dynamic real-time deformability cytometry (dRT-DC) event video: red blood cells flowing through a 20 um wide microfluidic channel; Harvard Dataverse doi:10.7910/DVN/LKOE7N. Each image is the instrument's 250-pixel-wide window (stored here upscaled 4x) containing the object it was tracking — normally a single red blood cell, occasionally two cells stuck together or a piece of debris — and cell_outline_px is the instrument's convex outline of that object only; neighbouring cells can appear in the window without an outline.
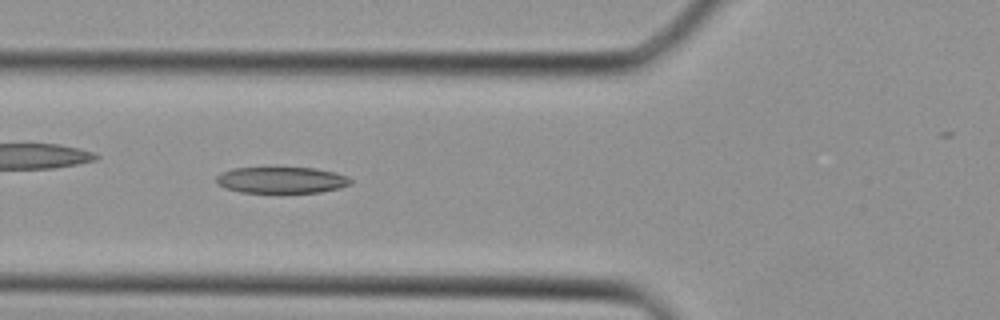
{"species": "Egyptian fruit bat (a non-hibernating species)", "species_latin": "Rousettus aegyptiacus", "temperature_condition": "cold", "stored_images_in_passage": 33, "camera_frame_rate_fps": 3000, "um_per_image_px": 0.085, "animal": {"sex": "female"}, "frame": {"image": 1, "passage_image": 7, "time_ms": 2.0, "image_size_px": [1000, 320], "cell_outline_px": [[352, 184], [340, 188], [320, 192], [240, 192], [224, 188], [216, 180], [216, 176], [220, 172], [232, 168], [316, 168], [336, 172], [348, 176], [352, 180]], "centroid_in_image_um": [23.95, 15.3], "position_along_channel_um": 101.8, "area_um2": 20.63}}
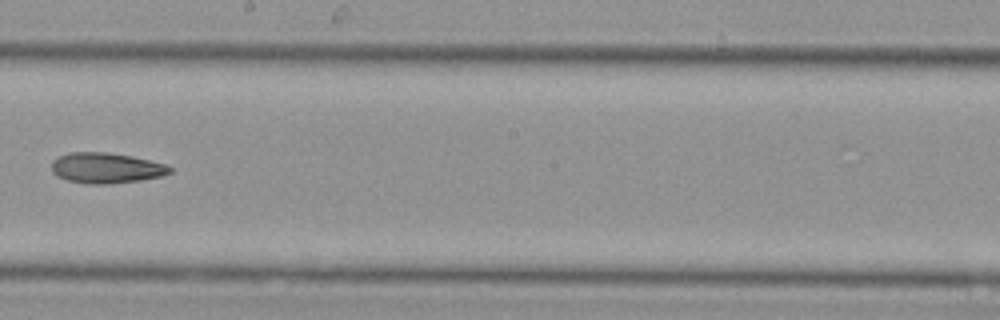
{"frame": {"image": 2, "passage_image": 15, "time_ms": 4.667, "image_size_px": [1000, 320], "cell_outline_px": [[172, 172], [160, 176], [140, 180], [108, 184], [88, 184], [68, 180], [56, 176], [52, 172], [52, 160], [60, 156], [72, 152], [104, 152], [132, 156], [164, 164], [172, 168]], "centroid_in_image_um": [9.0, 14.28], "position_along_channel_um": 239.2, "area_um2": 20.87}}
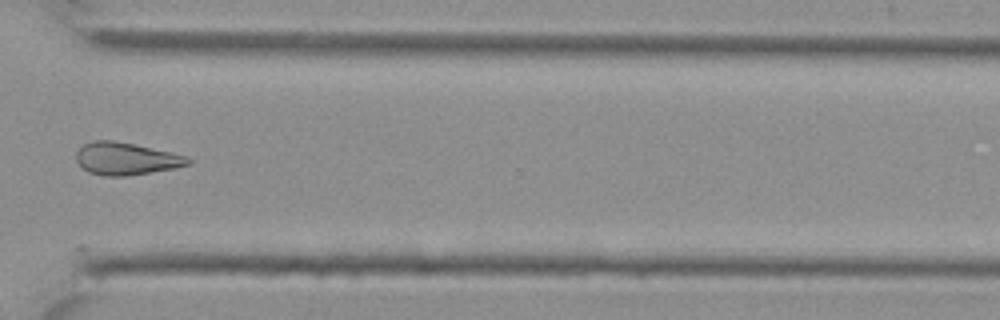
{"frame": {"image": 3, "passage_image": 22, "time_ms": 7.0, "image_size_px": [1000, 320], "cell_outline_px": [[192, 164], [176, 168], [124, 176], [104, 176], [88, 172], [76, 160], [76, 152], [84, 144], [92, 140], [112, 140], [172, 152], [188, 156], [192, 160]], "centroid_in_image_um": [10.74, 13.49], "position_along_channel_um": 359.9, "area_um2": 21.1}}